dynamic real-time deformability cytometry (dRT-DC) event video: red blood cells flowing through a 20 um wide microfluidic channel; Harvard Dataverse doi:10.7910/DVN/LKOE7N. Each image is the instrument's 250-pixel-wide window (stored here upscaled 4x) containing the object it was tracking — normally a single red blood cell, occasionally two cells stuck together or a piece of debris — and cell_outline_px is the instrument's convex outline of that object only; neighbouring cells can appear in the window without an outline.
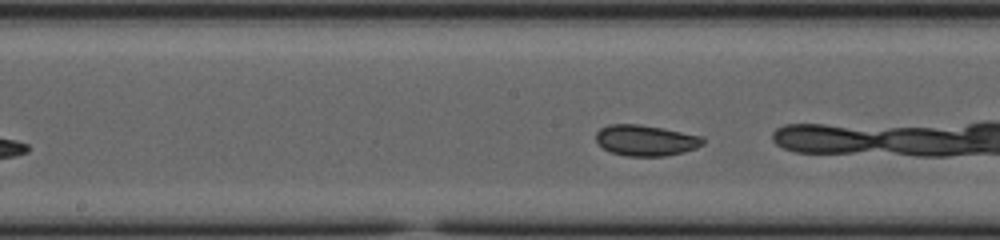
{"species": "common noctule bat (a hibernating species)", "species_latin": "Nyctalus noctula", "temperature_condition": "cold", "stored_images_in_passage": 41, "camera_frame_rate_fps": 3000, "um_per_image_px": 0.085, "animal": {"sex": "female", "body_mass_g": 23.0, "forearm_length_mm": 53.4}, "frame": {"image": 1, "passage_image": 24, "time_ms": 7.667, "image_size_px": [1000, 240], "cell_outline_px": [[704, 144], [696, 148], [684, 152], [664, 156], [628, 156], [612, 152], [604, 148], [596, 140], [596, 132], [600, 128], [608, 124], [640, 124], [664, 128], [704, 136]], "centroid_in_image_um": [54.92, 11.92], "position_along_channel_um": 193.3, "area_um2": 19.36}}